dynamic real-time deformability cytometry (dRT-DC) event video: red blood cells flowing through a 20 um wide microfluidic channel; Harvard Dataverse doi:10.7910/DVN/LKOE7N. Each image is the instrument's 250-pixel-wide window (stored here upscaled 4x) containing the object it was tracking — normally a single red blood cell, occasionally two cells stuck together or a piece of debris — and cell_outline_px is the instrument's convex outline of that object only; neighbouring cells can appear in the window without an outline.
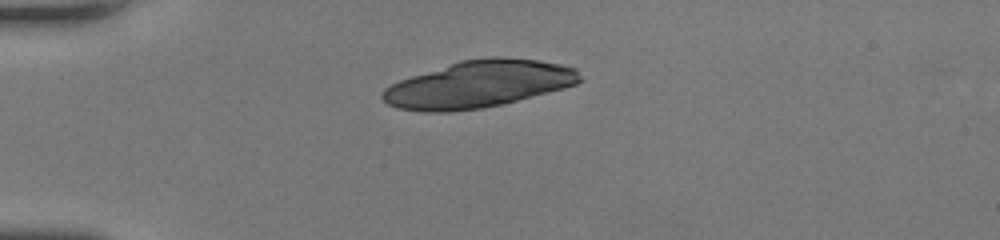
{"species": "human", "species_latin": "Homo sapiens", "temperature_condition": "room temperature", "stored_images_in_passage": 33, "camera_frame_rate_fps": 3000, "um_per_image_px": 0.085, "donor": {"sex": "female"}, "frame": {"image": 1, "passage_image": 1, "time_ms": 0.0, "image_size_px": [1000, 240], "cell_outline_px": [[580, 80], [576, 84], [564, 88], [504, 104], [484, 108], [448, 112], [424, 112], [396, 108], [388, 104], [380, 96], [380, 92], [384, 88], [400, 80], [460, 60], [488, 56], [500, 56], [536, 60], [560, 64], [576, 68], [580, 76]], "centroid_in_image_um": [40.66, 7.16], "position_along_channel_um": 44.3, "area_um2": 54.16}}